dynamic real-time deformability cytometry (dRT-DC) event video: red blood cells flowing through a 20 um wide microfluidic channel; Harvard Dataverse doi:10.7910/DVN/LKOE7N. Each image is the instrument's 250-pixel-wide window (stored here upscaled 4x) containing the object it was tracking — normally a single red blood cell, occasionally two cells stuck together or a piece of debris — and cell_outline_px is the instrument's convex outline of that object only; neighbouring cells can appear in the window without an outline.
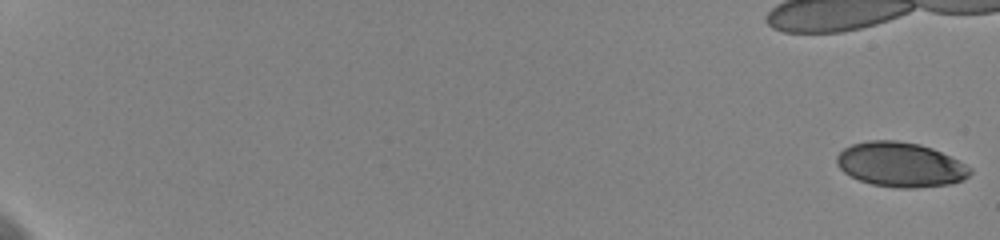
{"species": "human", "species_latin": "Homo sapiens", "temperature_condition": "cold", "stored_images_in_passage": 54, "camera_frame_rate_fps": 3000, "um_per_image_px": 0.085, "donor": {"sex": "female"}, "frame": {"image": 1, "passage_image": 1, "time_ms": 0.0, "image_size_px": [1000, 240], "cell_outline_px": [[972, 172], [968, 176], [952, 184], [912, 188], [900, 188], [872, 184], [860, 180], [844, 172], [836, 164], [836, 156], [844, 148], [852, 144], [868, 140], [896, 140], [920, 144], [932, 148], [972, 168]], "centroid_in_image_um": [76.52, 13.98], "position_along_channel_um": 8.5, "area_um2": 34.45}}